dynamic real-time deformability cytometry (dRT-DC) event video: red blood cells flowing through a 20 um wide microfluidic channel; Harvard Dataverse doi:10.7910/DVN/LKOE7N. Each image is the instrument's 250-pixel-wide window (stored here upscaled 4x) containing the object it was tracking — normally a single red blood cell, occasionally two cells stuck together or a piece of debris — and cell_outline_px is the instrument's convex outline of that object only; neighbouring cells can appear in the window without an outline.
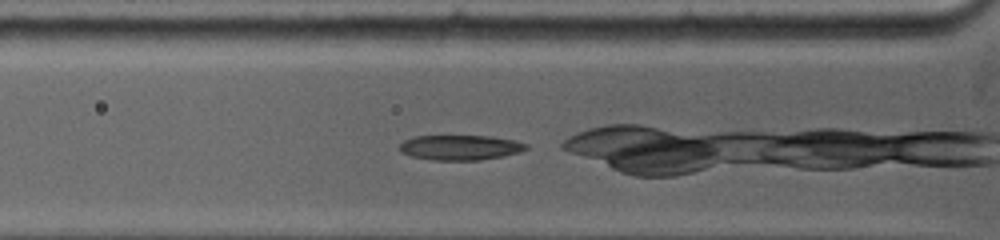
{"species": "common noctule bat (a hibernating species)", "species_latin": "Nyctalus noctula", "temperature_condition": "warm", "stored_images_in_passage": 14, "camera_frame_rate_fps": 5000, "um_per_image_px": 0.085, "animal": {"sex": "female", "body_mass_g": 19.0, "forearm_length_mm": 53.3}, "frame": {"image": 1, "passage_image": 3, "time_ms": 0.6, "image_size_px": [1000, 240], "cell_outline_px": [[528, 148], [520, 152], [504, 156], [480, 160], [432, 160], [412, 156], [400, 152], [400, 144], [404, 140], [416, 136], [488, 136], [512, 140], [528, 144]], "centroid_in_image_um": [39.12, 12.54], "position_along_channel_um": 86.7, "area_um2": 18.38}}
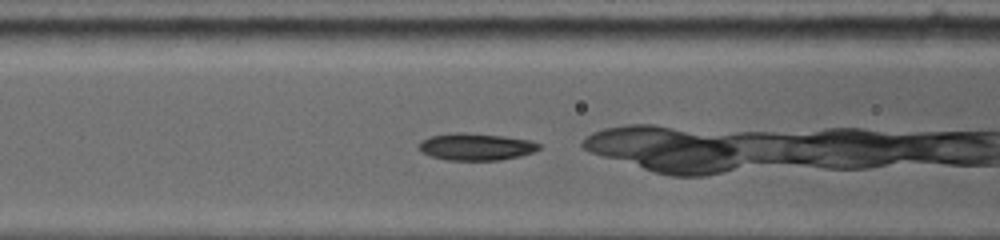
{"frame": {"image": 2, "passage_image": 7, "time_ms": 1.6, "image_size_px": [1000, 240], "cell_outline_px": [[540, 148], [532, 152], [520, 156], [500, 160], [448, 160], [432, 156], [420, 152], [420, 144], [424, 140], [432, 136], [456, 132], [464, 132], [500, 136], [528, 140], [540, 144]], "centroid_in_image_um": [40.46, 12.48], "position_along_channel_um": 126.1, "area_um2": 18.55}}
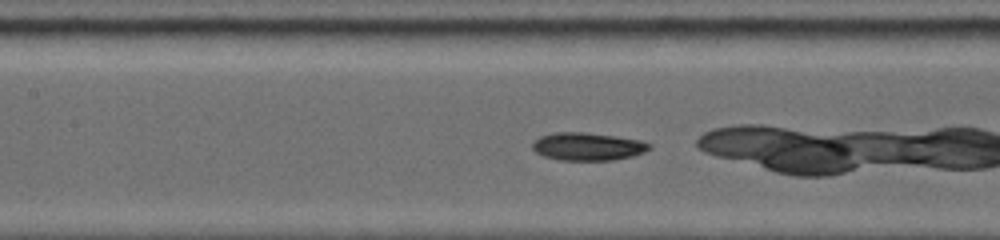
{"frame": {"image": 3, "passage_image": 10, "time_ms": 2.4, "image_size_px": [1000, 240], "cell_outline_px": [[652, 148], [644, 152], [632, 156], [612, 160], [560, 160], [544, 156], [536, 152], [532, 148], [532, 140], [540, 136], [556, 132], [580, 132], [612, 136], [640, 140], [652, 144]], "centroid_in_image_um": [49.93, 12.45], "position_along_channel_um": 157.5, "area_um2": 18.9}}